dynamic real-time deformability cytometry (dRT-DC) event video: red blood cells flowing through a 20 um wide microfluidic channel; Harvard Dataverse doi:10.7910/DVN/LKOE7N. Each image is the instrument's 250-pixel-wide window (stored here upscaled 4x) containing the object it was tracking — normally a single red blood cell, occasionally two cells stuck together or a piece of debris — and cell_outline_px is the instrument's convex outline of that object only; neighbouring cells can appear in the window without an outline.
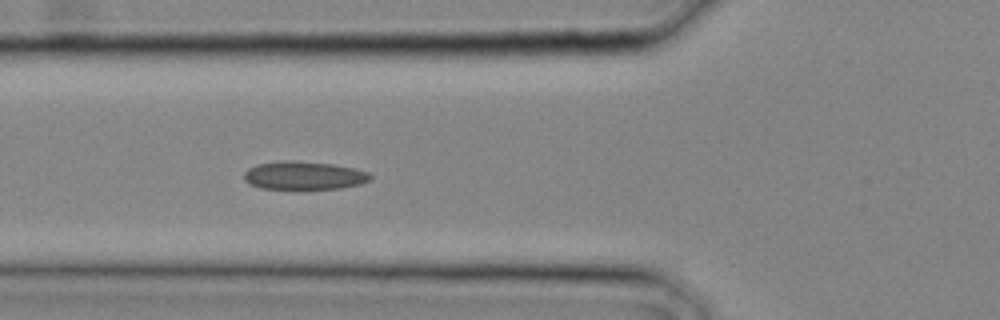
{"species": "common noctule bat (a hibernating species)", "species_latin": "Nyctalus noctula", "temperature_condition": "cold", "stored_images_in_passage": 5, "camera_frame_rate_fps": 3000, "um_per_image_px": 0.085, "animal": {"sex": "male", "body_mass_g": 20.4}, "frame": {"image": 1, "passage_image": 5, "time_ms": 1.333, "image_size_px": [1000, 320], "cell_outline_px": [[372, 176], [368, 180], [360, 184], [340, 188], [260, 188], [244, 180], [244, 172], [248, 168], [256, 164], [280, 160], [292, 160], [332, 164], [352, 168], [368, 172]], "centroid_in_image_um": [25.79, 14.9], "position_along_channel_um": 100.0, "area_um2": 20.52}}